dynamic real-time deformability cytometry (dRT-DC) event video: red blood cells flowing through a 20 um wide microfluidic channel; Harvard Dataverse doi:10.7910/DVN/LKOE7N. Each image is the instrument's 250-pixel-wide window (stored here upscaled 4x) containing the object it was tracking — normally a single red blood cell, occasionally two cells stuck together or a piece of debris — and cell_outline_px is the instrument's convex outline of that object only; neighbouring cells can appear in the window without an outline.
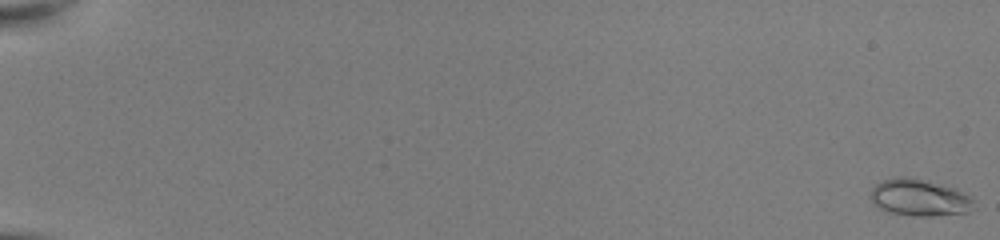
{"species": "common noctule bat (a hibernating species)", "species_latin": "Nyctalus noctula", "temperature_condition": "room temperature", "stored_images_in_passage": 51, "camera_frame_rate_fps": 3000, "um_per_image_px": 0.085, "animal": {"sex": "female", "body_mass_g": 22.0, "forearm_length_mm": 56.7}, "frame": {"image": 1, "passage_image": 1, "time_ms": 0.0, "image_size_px": [1000, 240], "cell_outline_px": [[976, 208], [968, 212], [932, 216], [916, 216], [888, 212], [872, 204], [872, 188], [876, 184], [884, 180], [896, 176], [904, 176], [928, 180], [956, 188], [972, 196], [976, 200]], "centroid_in_image_um": [78.23, 16.79], "position_along_channel_um": 6.8, "area_um2": 22.6}}
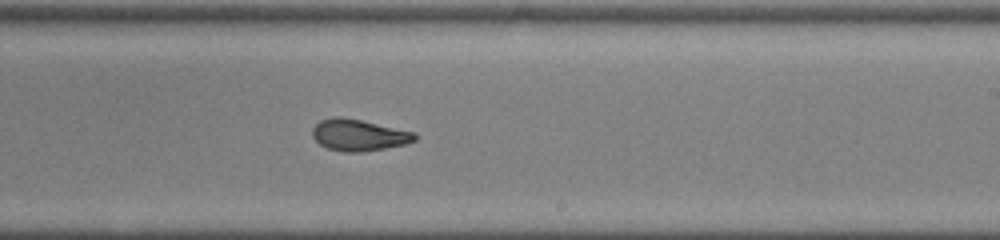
{"frame": {"image": 2, "passage_image": 35, "time_ms": 11.333, "image_size_px": [1000, 240], "cell_outline_px": [[416, 140], [404, 144], [384, 148], [360, 152], [344, 152], [328, 148], [320, 144], [312, 136], [312, 128], [320, 120], [332, 116], [340, 116], [360, 120], [416, 132]], "centroid_in_image_um": [30.47, 11.47], "position_along_channel_um": 258.5, "area_um2": 18.73}}
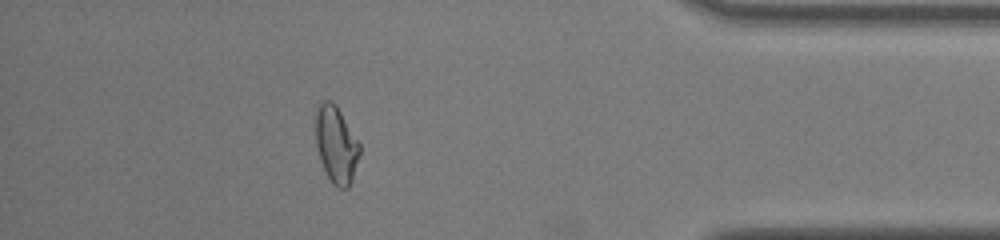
{"frame": {"image": 3, "passage_image": 48, "time_ms": 15.667, "image_size_px": [1000, 240], "cell_outline_px": [[360, 152], [352, 180], [348, 188], [336, 188], [332, 184], [320, 160], [316, 144], [316, 112], [320, 100], [332, 100], [336, 104], [360, 144]], "centroid_in_image_um": [28.57, 12.28], "position_along_channel_um": 406.6, "area_um2": 19.71}}